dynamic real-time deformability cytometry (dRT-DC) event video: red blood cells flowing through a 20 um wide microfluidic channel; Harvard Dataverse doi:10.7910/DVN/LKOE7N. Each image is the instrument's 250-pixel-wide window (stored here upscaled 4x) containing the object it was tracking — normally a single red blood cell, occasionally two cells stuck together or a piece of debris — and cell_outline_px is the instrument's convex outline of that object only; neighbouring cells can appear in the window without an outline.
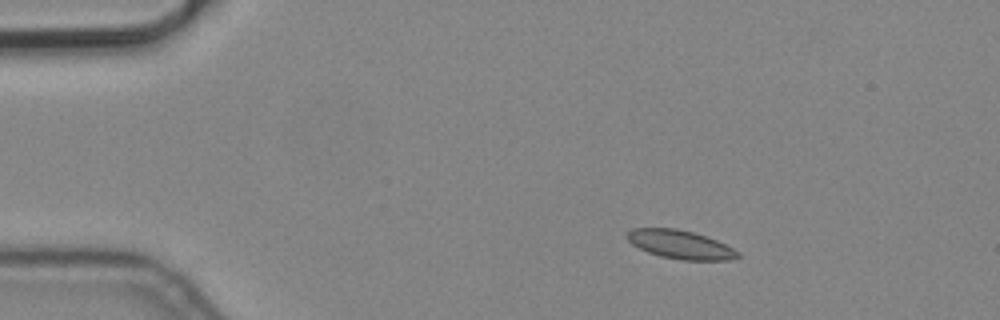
{"species": "common noctule bat (a hibernating species)", "species_latin": "Nyctalus noctula", "temperature_condition": "cold", "stored_images_in_passage": 3, "camera_frame_rate_fps": 3000, "um_per_image_px": 0.085, "animal": {"sex": "male", "body_mass_g": 19.2, "forearm_length_mm": 51.8}, "frame": {"image": 1, "passage_image": 1, "time_ms": 0.0, "image_size_px": [1000, 320], "cell_outline_px": [[740, 256], [728, 260], [680, 260], [660, 256], [648, 252], [632, 244], [628, 240], [628, 232], [632, 228], [676, 228], [708, 236], [740, 252]], "centroid_in_image_um": [57.84, 20.78], "position_along_channel_um": 27.2, "area_um2": 18.32}}